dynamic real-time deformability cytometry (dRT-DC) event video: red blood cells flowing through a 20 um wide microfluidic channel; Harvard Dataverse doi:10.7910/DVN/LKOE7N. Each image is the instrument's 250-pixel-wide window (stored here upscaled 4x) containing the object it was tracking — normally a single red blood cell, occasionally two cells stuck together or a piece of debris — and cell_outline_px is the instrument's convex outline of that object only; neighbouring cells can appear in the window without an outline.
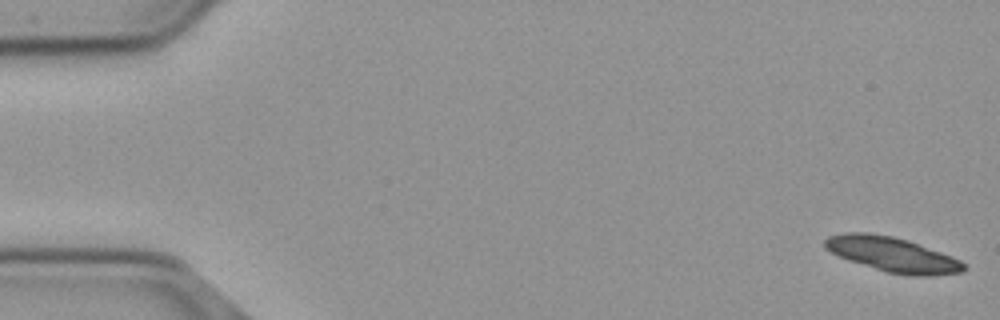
{"species": "common noctule bat (a hibernating species)", "species_latin": "Nyctalus noctula", "temperature_condition": "cold", "stored_images_in_passage": 42, "segment_of_instrument_passage": [1, 2], "camera_frame_rate_fps": 3000, "um_per_image_px": 0.085, "animal": {"sex": "male", "body_mass_g": 23.1, "forearm_length_mm": 52.7}, "frame": {"image": 1, "passage_image": 1, "time_ms": 0.0, "image_size_px": [1000, 320], "cell_outline_px": [[968, 268], [964, 272], [932, 276], [908, 276], [888, 272], [848, 260], [824, 248], [824, 240], [828, 236], [844, 232], [868, 232], [892, 236], [908, 240], [952, 256], [960, 260]], "centroid_in_image_um": [75.88, 21.63], "position_along_channel_um": 9.1, "area_um2": 28.26}}